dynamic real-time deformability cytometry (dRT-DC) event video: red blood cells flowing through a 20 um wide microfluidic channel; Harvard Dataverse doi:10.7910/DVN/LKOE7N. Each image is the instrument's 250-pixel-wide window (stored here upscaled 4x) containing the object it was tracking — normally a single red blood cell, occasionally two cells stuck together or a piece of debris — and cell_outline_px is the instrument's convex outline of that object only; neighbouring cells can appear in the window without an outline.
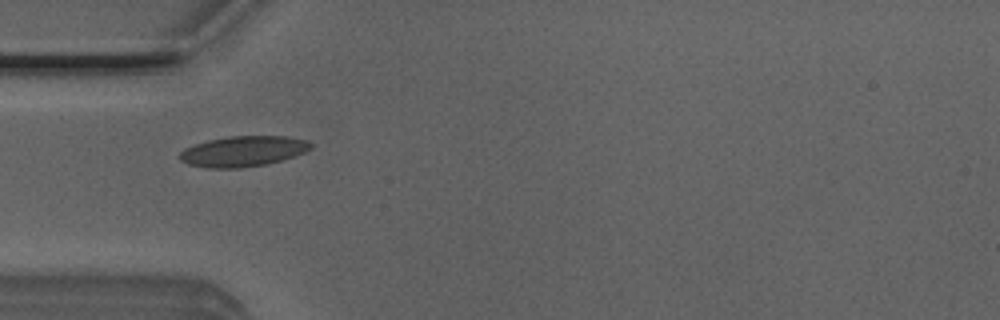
{"species": "Egyptian fruit bat (a non-hibernating species)", "species_latin": "Rousettus aegyptiacus", "temperature_condition": "room temperature", "stored_images_in_passage": 8, "camera_frame_rate_fps": 3000, "um_per_image_px": 0.085, "animal": {"sex": "male"}, "frame": {"image": 1, "passage_image": 1, "time_ms": 0.0, "image_size_px": [1000, 320], "cell_outline_px": [[312, 148], [304, 152], [268, 164], [240, 168], [208, 168], [188, 164], [180, 160], [176, 156], [184, 148], [208, 140], [228, 136], [288, 136], [308, 140], [312, 144]], "centroid_in_image_um": [20.64, 12.85], "position_along_channel_um": 64.4, "area_um2": 23.41}}